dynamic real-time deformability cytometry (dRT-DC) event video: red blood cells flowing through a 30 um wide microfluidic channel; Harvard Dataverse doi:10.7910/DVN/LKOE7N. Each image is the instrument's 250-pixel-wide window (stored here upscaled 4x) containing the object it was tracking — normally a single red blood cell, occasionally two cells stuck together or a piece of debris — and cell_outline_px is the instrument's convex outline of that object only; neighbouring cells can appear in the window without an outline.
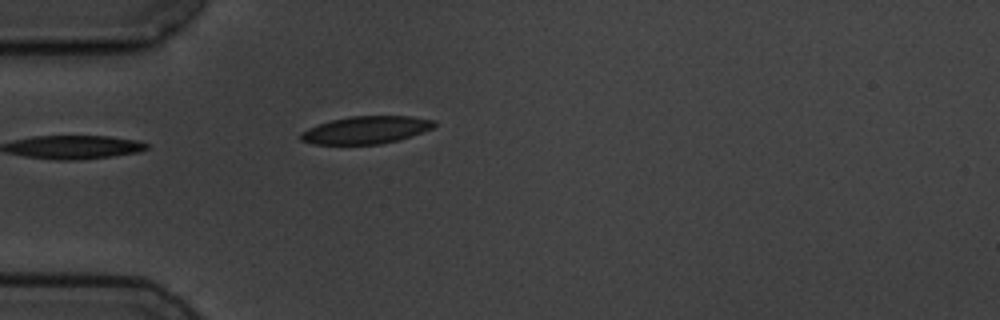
{"species": "common noctule bat (a hibernating species)", "species_latin": "Nyctalus noctula", "temperature_condition": "cold", "stored_images_in_passage": 2, "camera_frame_rate_fps": 3000, "um_per_image_px": 0.085, "animal": {"sex": "male", "body_mass_g": 19.5, "forearm_length_mm": 54.6}, "frame": {"image": 1, "passage_image": 2, "time_ms": 2.333, "image_size_px": [1000, 320], "cell_outline_px": [[436, 124], [432, 128], [412, 136], [400, 140], [380, 144], [312, 144], [300, 140], [300, 132], [308, 128], [332, 120], [352, 116], [412, 116], [436, 120]], "centroid_in_image_um": [31.13, 11.05], "position_along_channel_um": 53.9, "area_um2": 21.44}}